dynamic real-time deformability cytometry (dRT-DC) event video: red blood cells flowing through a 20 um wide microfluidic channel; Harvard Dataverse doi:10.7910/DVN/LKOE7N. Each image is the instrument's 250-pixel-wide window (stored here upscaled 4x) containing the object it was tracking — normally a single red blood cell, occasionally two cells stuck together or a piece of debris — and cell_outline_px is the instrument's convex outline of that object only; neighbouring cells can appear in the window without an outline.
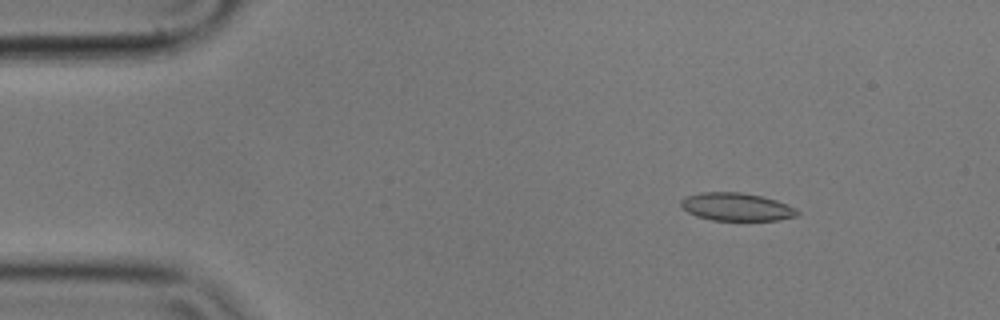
{"species": "common noctule bat (a hibernating species)", "species_latin": "Nyctalus noctula", "temperature_condition": "cold", "stored_images_in_passage": 10, "camera_frame_rate_fps": 3000, "um_per_image_px": 0.085, "animal": {"sex": "male", "body_mass_g": 17.9}, "frame": {"image": 1, "passage_image": 2, "time_ms": 0.333, "image_size_px": [1000, 320], "cell_outline_px": [[800, 216], [780, 220], [712, 220], [696, 216], [680, 208], [680, 200], [684, 196], [700, 192], [740, 192], [760, 196], [776, 200], [788, 204], [796, 208], [800, 212]], "centroid_in_image_um": [62.6, 17.58], "position_along_channel_um": 22.4, "area_um2": 19.25}}
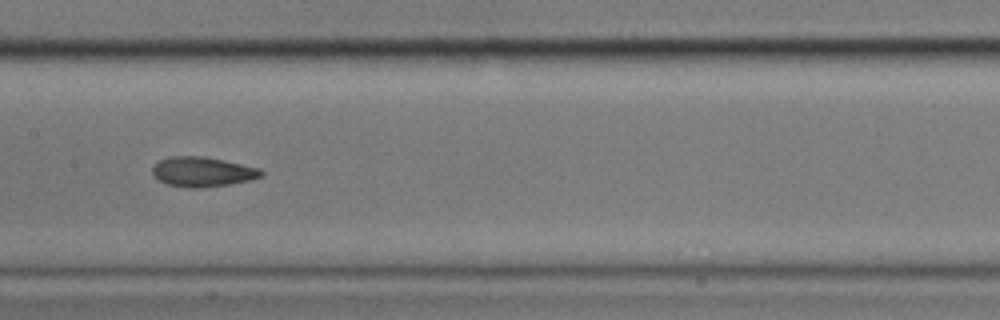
{"frame": {"image": 2, "passage_image": 7, "time_ms": 2.0, "image_size_px": [1000, 320], "cell_outline_px": [[264, 176], [248, 180], [228, 184], [200, 188], [188, 188], [168, 184], [160, 180], [152, 172], [152, 168], [160, 160], [168, 156], [200, 156], [260, 168], [264, 172]], "centroid_in_image_um": [17.22, 14.6], "position_along_channel_um": 190.2, "area_um2": 18.55}}
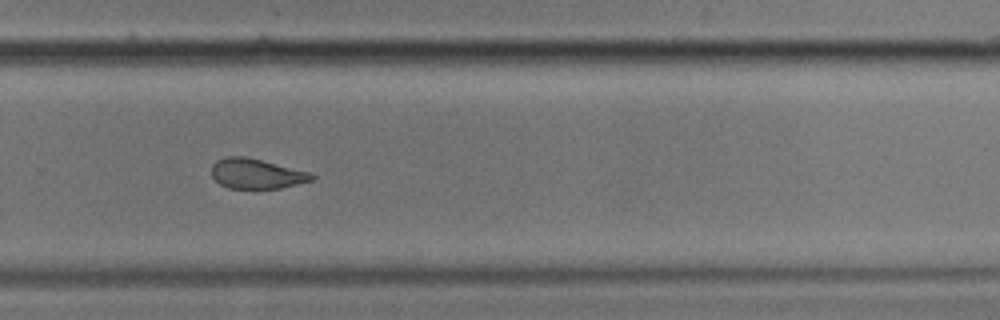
{"frame": {"image": 3, "passage_image": 10, "time_ms": 3.0, "image_size_px": [1000, 320], "cell_outline_px": [[316, 176], [312, 180], [280, 188], [228, 188], [220, 184], [212, 176], [212, 164], [216, 160], [228, 156], [244, 156], [312, 172]], "centroid_in_image_um": [21.8, 14.76], "position_along_channel_um": 308.0, "area_um2": 17.46}}